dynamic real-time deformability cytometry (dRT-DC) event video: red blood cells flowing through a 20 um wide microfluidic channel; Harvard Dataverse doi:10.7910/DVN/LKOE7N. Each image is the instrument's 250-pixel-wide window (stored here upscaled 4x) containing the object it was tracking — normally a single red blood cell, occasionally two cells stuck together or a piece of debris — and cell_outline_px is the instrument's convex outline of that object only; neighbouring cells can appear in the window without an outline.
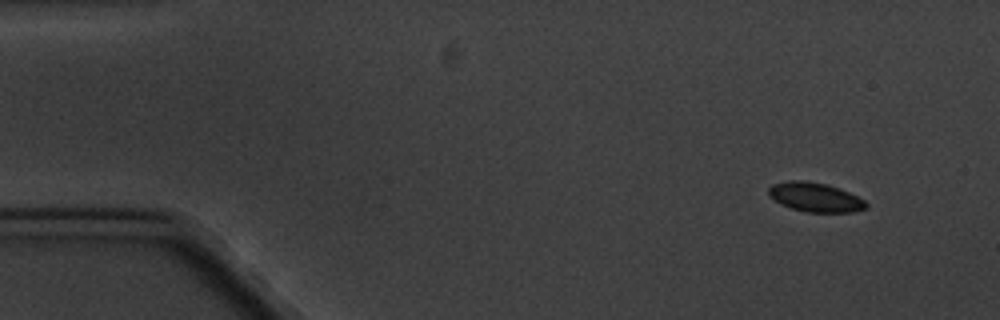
{"species": "common noctule bat (a hibernating species)", "species_latin": "Nyctalus noctula", "temperature_condition": "cold", "stored_images_in_passage": 6, "camera_frame_rate_fps": 3000, "um_per_image_px": 0.085, "animal": {"sex": "male", "body_mass_g": 20.1, "forearm_length_mm": 53.5}, "frame": {"image": 1, "passage_image": 1, "time_ms": 0.0, "image_size_px": [1000, 320], "cell_outline_px": [[868, 208], [852, 212], [808, 212], [792, 208], [780, 204], [768, 196], [768, 188], [772, 184], [788, 180], [804, 180], [828, 184], [840, 188], [864, 200], [868, 204]], "centroid_in_image_um": [69.27, 16.75], "position_along_channel_um": 15.7, "area_um2": 16.76}}
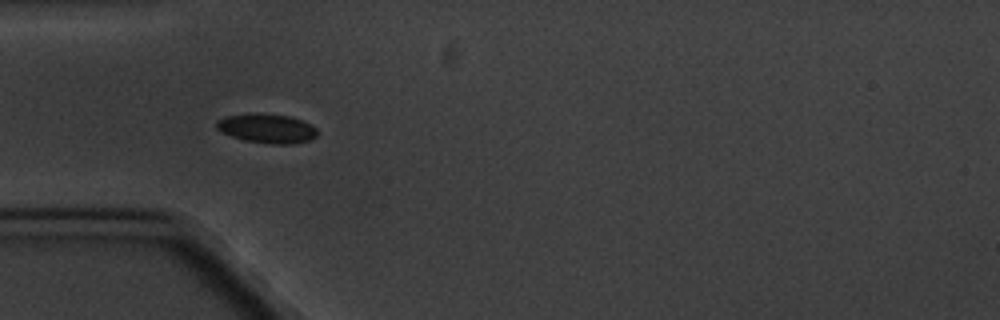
{"frame": {"image": 2, "passage_image": 4, "time_ms": 4.333, "image_size_px": [1000, 320], "cell_outline_px": [[316, 136], [308, 140], [292, 144], [272, 144], [244, 140], [220, 132], [216, 128], [216, 120], [224, 116], [256, 112], [288, 116], [300, 120], [316, 128]], "centroid_in_image_um": [22.61, 10.9], "position_along_channel_um": 62.4, "area_um2": 17.17}}
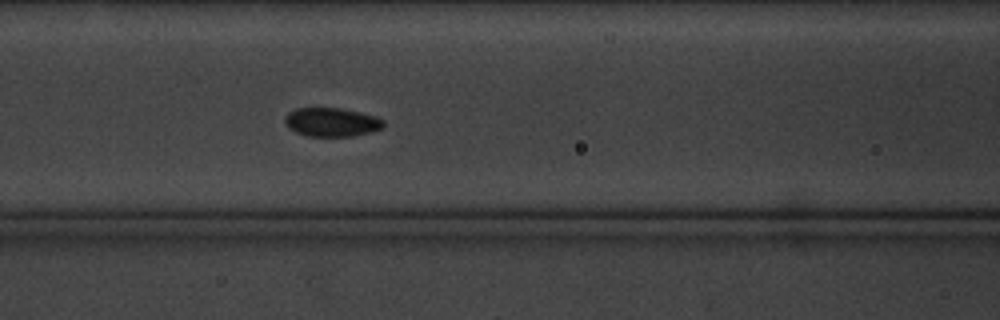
{"frame": {"image": 3, "passage_image": 6, "time_ms": 6.667, "image_size_px": [1000, 320], "cell_outline_px": [[384, 128], [372, 132], [352, 136], [308, 136], [296, 132], [288, 128], [284, 120], [284, 116], [288, 112], [296, 108], [340, 108], [360, 112], [376, 116], [384, 120]], "centroid_in_image_um": [28.2, 10.38], "position_along_channel_um": 138.4, "area_um2": 16.7}}